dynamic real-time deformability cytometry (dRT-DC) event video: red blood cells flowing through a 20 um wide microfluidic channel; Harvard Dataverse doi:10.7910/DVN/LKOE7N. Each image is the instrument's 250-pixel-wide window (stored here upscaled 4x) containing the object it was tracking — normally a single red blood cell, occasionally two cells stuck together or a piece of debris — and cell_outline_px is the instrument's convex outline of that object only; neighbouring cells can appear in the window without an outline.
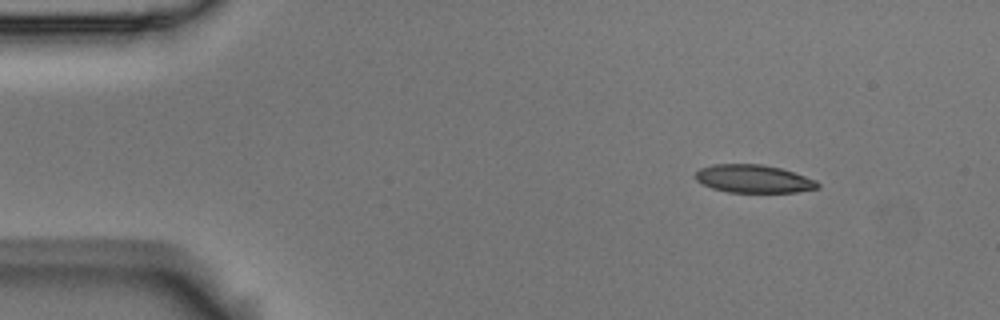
{"species": "Egyptian fruit bat (a non-hibernating species)", "species_latin": "Rousettus aegyptiacus", "temperature_condition": "room temperature", "stored_images_in_passage": 5, "camera_frame_rate_fps": 3000, "um_per_image_px": 0.085, "animal": {"sex": "male"}, "frame": {"image": 1, "passage_image": 1, "time_ms": 0.0, "image_size_px": [1000, 320], "cell_outline_px": [[820, 188], [796, 192], [728, 192], [712, 188], [696, 180], [692, 176], [700, 168], [712, 164], [760, 164], [780, 168], [816, 180], [820, 184]], "centroid_in_image_um": [64.03, 15.2], "position_along_channel_um": 21.0, "area_um2": 19.94}}
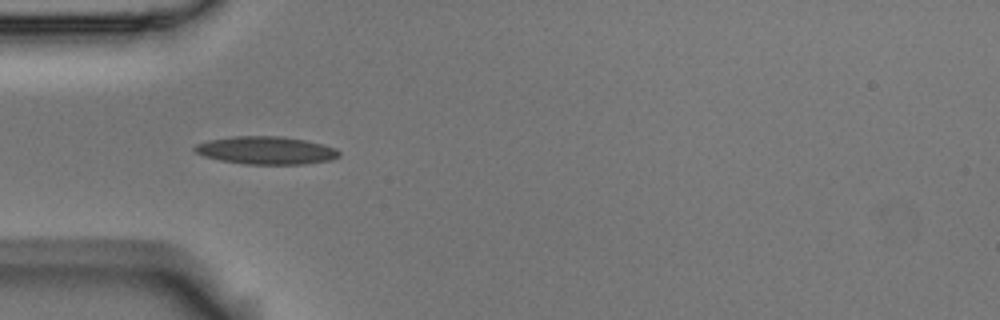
{"frame": {"image": 2, "passage_image": 4, "time_ms": 1.0, "image_size_px": [1000, 320], "cell_outline_px": [[340, 156], [332, 160], [304, 164], [244, 164], [220, 160], [204, 156], [196, 152], [192, 148], [196, 144], [208, 140], [236, 136], [280, 136], [304, 140], [324, 144], [336, 148], [340, 152]], "centroid_in_image_um": [22.64, 12.78], "position_along_channel_um": 62.4, "area_um2": 23.47}}
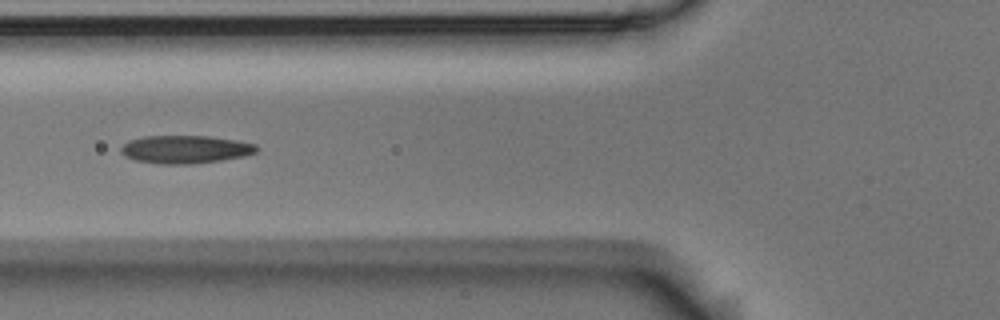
{"frame": {"image": 3, "passage_image": 5, "time_ms": 1.333, "image_size_px": [1000, 320], "cell_outline_px": [[260, 148], [256, 152], [244, 156], [220, 160], [188, 164], [160, 164], [136, 160], [124, 156], [120, 152], [120, 148], [128, 140], [144, 136], [208, 136], [236, 140], [256, 144]], "centroid_in_image_um": [15.74, 12.69], "position_along_channel_um": 110.1, "area_um2": 22.14}}